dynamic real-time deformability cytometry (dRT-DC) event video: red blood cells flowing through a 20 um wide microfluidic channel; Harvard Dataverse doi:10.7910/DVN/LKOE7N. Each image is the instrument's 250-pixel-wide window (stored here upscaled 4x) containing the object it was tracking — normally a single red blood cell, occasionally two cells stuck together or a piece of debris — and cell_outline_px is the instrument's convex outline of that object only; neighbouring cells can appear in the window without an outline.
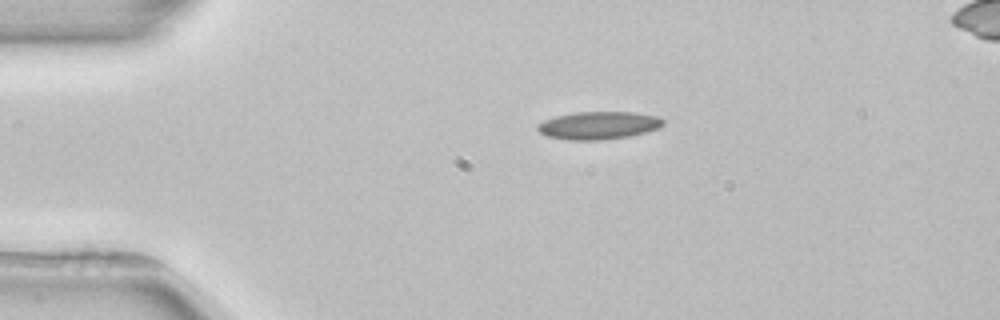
{"species": "common noctule bat (a hibernating species)", "species_latin": "Nyctalus noctula", "temperature_condition": "room temperature", "stored_images_in_passage": 3, "segment_of_instrument_passage": [1, 2], "camera_frame_rate_fps": 3000, "um_per_image_px": 0.085, "animal": {"sex": "female", "body_mass_g": 22.7, "forearm_length_mm": 54.2}, "frame": {"image": 1, "passage_image": 1, "time_ms": 0.0, "image_size_px": [1000, 320], "cell_outline_px": [[664, 124], [660, 128], [628, 136], [604, 140], [568, 140], [544, 136], [536, 128], [536, 124], [544, 120], [556, 116], [572, 112], [636, 112], [656, 116], [664, 120]], "centroid_in_image_um": [50.84, 10.66], "position_along_channel_um": 34.2, "area_um2": 20.52}}